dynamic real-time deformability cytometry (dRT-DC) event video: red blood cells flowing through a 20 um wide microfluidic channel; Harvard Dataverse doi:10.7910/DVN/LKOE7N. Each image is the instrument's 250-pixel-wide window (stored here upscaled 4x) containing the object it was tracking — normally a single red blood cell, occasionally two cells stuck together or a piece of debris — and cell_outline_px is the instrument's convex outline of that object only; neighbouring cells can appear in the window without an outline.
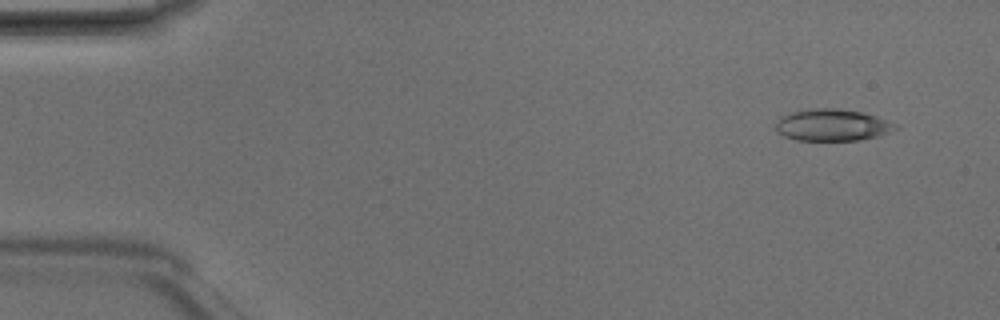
{"species": "Egyptian fruit bat (a non-hibernating species)", "species_latin": "Rousettus aegyptiacus", "temperature_condition": "room temperature", "stored_images_in_passage": 3, "camera_frame_rate_fps": 3000, "um_per_image_px": 0.085, "animal": {"sex": "male"}, "frame": {"image": 1, "passage_image": 1, "time_ms": 0.0, "image_size_px": [1000, 320], "cell_outline_px": [[896, 128], [880, 136], [856, 140], [796, 140], [784, 136], [776, 132], [776, 124], [780, 116], [788, 112], [808, 108], [836, 108], [860, 112], [876, 116], [896, 124]], "centroid_in_image_um": [70.67, 10.62], "position_along_channel_um": 14.3, "area_um2": 22.2}}
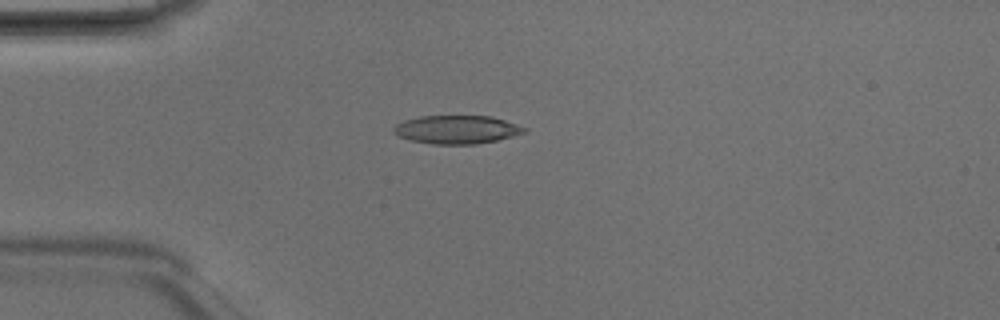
{"frame": {"image": 2, "passage_image": 3, "time_ms": 0.667, "image_size_px": [1000, 320], "cell_outline_px": [[528, 128], [524, 132], [512, 136], [496, 140], [476, 144], [432, 144], [412, 140], [396, 136], [392, 132], [392, 128], [396, 124], [404, 120], [420, 116], [492, 116]], "centroid_in_image_um": [38.78, 11.01], "position_along_channel_um": 46.2, "area_um2": 21.56}}